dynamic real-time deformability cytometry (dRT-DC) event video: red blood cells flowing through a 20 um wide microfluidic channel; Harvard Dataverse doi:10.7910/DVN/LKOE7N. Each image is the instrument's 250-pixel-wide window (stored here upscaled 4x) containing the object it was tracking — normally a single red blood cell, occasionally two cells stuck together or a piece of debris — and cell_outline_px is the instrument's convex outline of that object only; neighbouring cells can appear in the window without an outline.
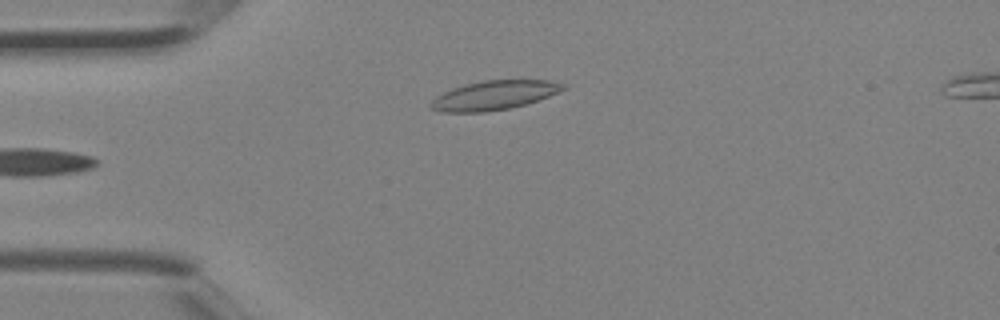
{"species": "Egyptian fruit bat (a non-hibernating species)", "species_latin": "Rousettus aegyptiacus", "temperature_condition": "room temperature", "stored_images_in_passage": 4, "camera_frame_rate_fps": 3000, "um_per_image_px": 0.085, "animal": {"sex": "female"}, "frame": {"image": 1, "passage_image": 3, "time_ms": 0.667, "image_size_px": [1000, 320], "cell_outline_px": [[568, 88], [548, 96], [524, 104], [508, 108], [484, 112], [440, 112], [432, 108], [428, 104], [436, 96], [452, 88], [464, 84], [484, 80], [548, 80], [568, 84]], "centroid_in_image_um": [42.0, 8.09], "position_along_channel_um": 43.0, "area_um2": 22.43}}